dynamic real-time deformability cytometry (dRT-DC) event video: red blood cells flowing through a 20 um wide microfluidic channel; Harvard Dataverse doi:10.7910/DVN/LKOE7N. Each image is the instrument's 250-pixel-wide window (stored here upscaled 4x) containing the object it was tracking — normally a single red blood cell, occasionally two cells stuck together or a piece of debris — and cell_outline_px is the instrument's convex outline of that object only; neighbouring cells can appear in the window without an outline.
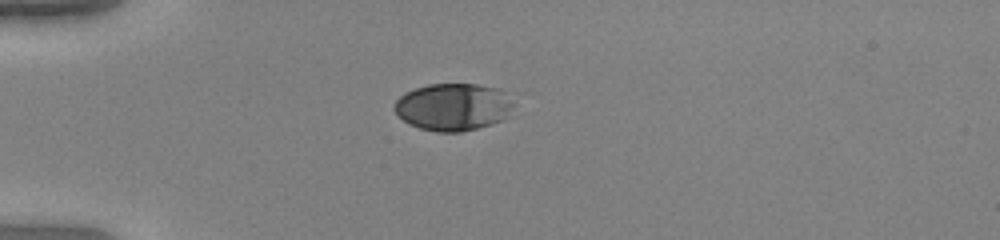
{"species": "human", "species_latin": "Homo sapiens", "temperature_condition": "warm", "stored_images_in_passage": 39, "camera_frame_rate_fps": 3000, "um_per_image_px": 0.085, "donor": {"sex": "female"}, "frame": {"image": 1, "passage_image": 1, "time_ms": 0.0, "image_size_px": [1000, 240], "cell_outline_px": [[516, 104], [504, 120], [492, 124], [460, 132], [436, 132], [420, 128], [408, 124], [392, 108], [396, 100], [404, 92], [428, 84], [476, 84], [496, 88], [504, 92]], "centroid_in_image_um": [38.52, 9.09], "position_along_channel_um": 46.5, "area_um2": 33.06}}
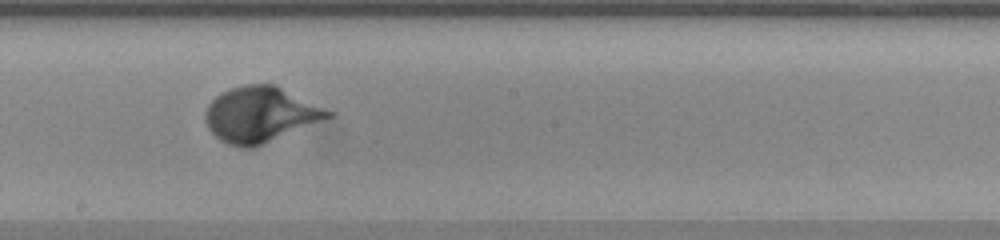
{"frame": {"image": 2, "passage_image": 17, "time_ms": 5.333, "image_size_px": [1000, 240], "cell_outline_px": [[332, 116], [256, 148], [240, 148], [228, 144], [220, 140], [208, 128], [204, 116], [204, 112], [208, 104], [216, 96], [232, 88], [244, 84], [276, 84], [332, 112]], "centroid_in_image_um": [22.09, 9.75], "position_along_channel_um": 226.1, "area_um2": 39.54}}
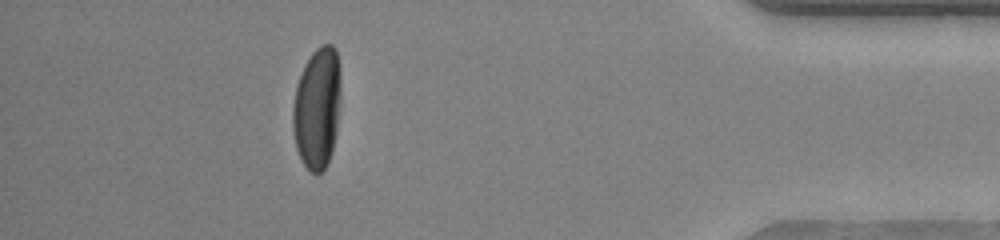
{"frame": {"image": 3, "passage_image": 34, "time_ms": 11.0, "image_size_px": [1000, 240], "cell_outline_px": [[340, 96], [336, 132], [332, 148], [328, 160], [324, 168], [316, 176], [304, 164], [296, 148], [292, 128], [292, 108], [296, 88], [304, 64], [312, 52], [320, 44], [332, 44], [336, 48], [340, 64]], "centroid_in_image_um": [26.96, 9.12], "position_along_channel_um": 408.2, "area_um2": 34.1}}